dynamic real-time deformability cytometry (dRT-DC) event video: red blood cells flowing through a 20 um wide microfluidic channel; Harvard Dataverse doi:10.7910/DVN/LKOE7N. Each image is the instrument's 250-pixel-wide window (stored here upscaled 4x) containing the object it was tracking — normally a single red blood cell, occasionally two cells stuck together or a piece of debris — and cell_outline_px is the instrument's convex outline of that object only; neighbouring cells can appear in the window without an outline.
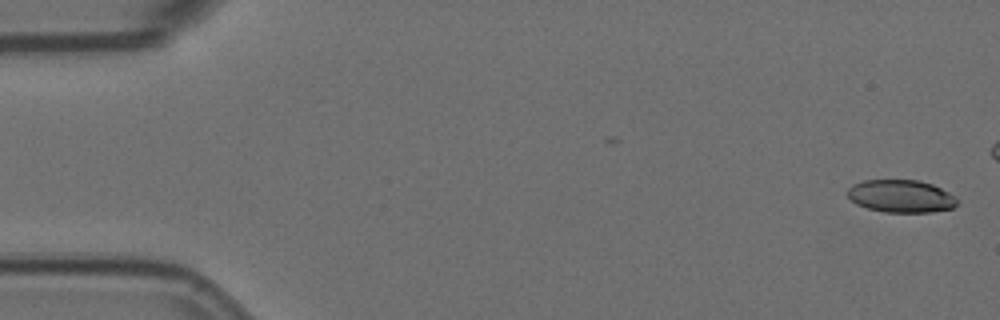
{"species": "Egyptian fruit bat (a non-hibernating species)", "species_latin": "Rousettus aegyptiacus", "temperature_condition": "room temperature", "stored_images_in_passage": 6, "camera_frame_rate_fps": 3000, "um_per_image_px": 0.085, "animal": {"sex": "female"}, "frame": {"image": 1, "passage_image": 1, "time_ms": 0.0, "image_size_px": [1000, 320], "cell_outline_px": [[956, 204], [952, 208], [932, 212], [884, 212], [868, 208], [856, 204], [848, 196], [848, 188], [852, 184], [864, 180], [920, 180], [932, 184], [956, 196]], "centroid_in_image_um": [76.57, 16.67], "position_along_channel_um": 8.4, "area_um2": 20.81}}